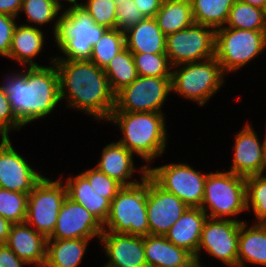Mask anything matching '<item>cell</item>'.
<instances>
[{
	"mask_svg": "<svg viewBox=\"0 0 266 267\" xmlns=\"http://www.w3.org/2000/svg\"><path fill=\"white\" fill-rule=\"evenodd\" d=\"M53 62L59 76L60 97H67V107L85 111L98 122H108L115 108V93L104 70L90 60Z\"/></svg>",
	"mask_w": 266,
	"mask_h": 267,
	"instance_id": "6da1fadb",
	"label": "cell"
},
{
	"mask_svg": "<svg viewBox=\"0 0 266 267\" xmlns=\"http://www.w3.org/2000/svg\"><path fill=\"white\" fill-rule=\"evenodd\" d=\"M50 60L52 66L29 67L18 74L13 72L1 85L22 126L46 117L61 102L58 72L54 59Z\"/></svg>",
	"mask_w": 266,
	"mask_h": 267,
	"instance_id": "7a4b0ae2",
	"label": "cell"
},
{
	"mask_svg": "<svg viewBox=\"0 0 266 267\" xmlns=\"http://www.w3.org/2000/svg\"><path fill=\"white\" fill-rule=\"evenodd\" d=\"M164 113L112 112L108 121L115 123L124 136L118 141L133 154L139 155L148 168L149 162L161 156L167 145Z\"/></svg>",
	"mask_w": 266,
	"mask_h": 267,
	"instance_id": "3957f363",
	"label": "cell"
},
{
	"mask_svg": "<svg viewBox=\"0 0 266 267\" xmlns=\"http://www.w3.org/2000/svg\"><path fill=\"white\" fill-rule=\"evenodd\" d=\"M73 0L54 23V41L66 55L54 60H89L93 46L100 40L106 27L95 24L92 17Z\"/></svg>",
	"mask_w": 266,
	"mask_h": 267,
	"instance_id": "277c9868",
	"label": "cell"
},
{
	"mask_svg": "<svg viewBox=\"0 0 266 267\" xmlns=\"http://www.w3.org/2000/svg\"><path fill=\"white\" fill-rule=\"evenodd\" d=\"M140 181L134 185L123 186L118 191L111 201L110 212L103 225L104 231L141 237L150 235L146 207L147 176H142Z\"/></svg>",
	"mask_w": 266,
	"mask_h": 267,
	"instance_id": "5b68a950",
	"label": "cell"
},
{
	"mask_svg": "<svg viewBox=\"0 0 266 267\" xmlns=\"http://www.w3.org/2000/svg\"><path fill=\"white\" fill-rule=\"evenodd\" d=\"M201 209L213 219H229L246 211V178L230 171L207 173Z\"/></svg>",
	"mask_w": 266,
	"mask_h": 267,
	"instance_id": "8992f818",
	"label": "cell"
},
{
	"mask_svg": "<svg viewBox=\"0 0 266 267\" xmlns=\"http://www.w3.org/2000/svg\"><path fill=\"white\" fill-rule=\"evenodd\" d=\"M172 70V92L203 106L224 83V71L216 57L203 61L178 64Z\"/></svg>",
	"mask_w": 266,
	"mask_h": 267,
	"instance_id": "52a82bcc",
	"label": "cell"
},
{
	"mask_svg": "<svg viewBox=\"0 0 266 267\" xmlns=\"http://www.w3.org/2000/svg\"><path fill=\"white\" fill-rule=\"evenodd\" d=\"M266 47V31L221 27L215 30V57L224 73L237 71Z\"/></svg>",
	"mask_w": 266,
	"mask_h": 267,
	"instance_id": "ba28073f",
	"label": "cell"
},
{
	"mask_svg": "<svg viewBox=\"0 0 266 267\" xmlns=\"http://www.w3.org/2000/svg\"><path fill=\"white\" fill-rule=\"evenodd\" d=\"M67 189L59 180L43 177L28 195L25 223L48 238L54 231Z\"/></svg>",
	"mask_w": 266,
	"mask_h": 267,
	"instance_id": "9c48e42d",
	"label": "cell"
},
{
	"mask_svg": "<svg viewBox=\"0 0 266 267\" xmlns=\"http://www.w3.org/2000/svg\"><path fill=\"white\" fill-rule=\"evenodd\" d=\"M171 77L139 76L115 94L112 112H155L160 110L169 93Z\"/></svg>",
	"mask_w": 266,
	"mask_h": 267,
	"instance_id": "30bf717a",
	"label": "cell"
},
{
	"mask_svg": "<svg viewBox=\"0 0 266 267\" xmlns=\"http://www.w3.org/2000/svg\"><path fill=\"white\" fill-rule=\"evenodd\" d=\"M148 175L188 207L201 208L207 173L202 174L188 164L170 163L155 168L149 167Z\"/></svg>",
	"mask_w": 266,
	"mask_h": 267,
	"instance_id": "8fae6325",
	"label": "cell"
},
{
	"mask_svg": "<svg viewBox=\"0 0 266 267\" xmlns=\"http://www.w3.org/2000/svg\"><path fill=\"white\" fill-rule=\"evenodd\" d=\"M165 54L172 66L203 61L215 56V30L193 23L166 37Z\"/></svg>",
	"mask_w": 266,
	"mask_h": 267,
	"instance_id": "7c38bea8",
	"label": "cell"
},
{
	"mask_svg": "<svg viewBox=\"0 0 266 267\" xmlns=\"http://www.w3.org/2000/svg\"><path fill=\"white\" fill-rule=\"evenodd\" d=\"M242 222L233 218H207L202 228L197 256L194 257L195 263L200 265L199 253L204 248L225 265L238 267V239Z\"/></svg>",
	"mask_w": 266,
	"mask_h": 267,
	"instance_id": "4fadbf2b",
	"label": "cell"
},
{
	"mask_svg": "<svg viewBox=\"0 0 266 267\" xmlns=\"http://www.w3.org/2000/svg\"><path fill=\"white\" fill-rule=\"evenodd\" d=\"M147 218L150 235L165 236L188 206L174 194L161 188L147 175Z\"/></svg>",
	"mask_w": 266,
	"mask_h": 267,
	"instance_id": "5bb4252c",
	"label": "cell"
},
{
	"mask_svg": "<svg viewBox=\"0 0 266 267\" xmlns=\"http://www.w3.org/2000/svg\"><path fill=\"white\" fill-rule=\"evenodd\" d=\"M103 224L85 207L66 197L53 233L47 240L63 239H100Z\"/></svg>",
	"mask_w": 266,
	"mask_h": 267,
	"instance_id": "9a60e30c",
	"label": "cell"
},
{
	"mask_svg": "<svg viewBox=\"0 0 266 267\" xmlns=\"http://www.w3.org/2000/svg\"><path fill=\"white\" fill-rule=\"evenodd\" d=\"M43 177L14 149L9 137H1L0 188L29 195Z\"/></svg>",
	"mask_w": 266,
	"mask_h": 267,
	"instance_id": "2e32d148",
	"label": "cell"
},
{
	"mask_svg": "<svg viewBox=\"0 0 266 267\" xmlns=\"http://www.w3.org/2000/svg\"><path fill=\"white\" fill-rule=\"evenodd\" d=\"M109 261L107 267H148L144 251V237L103 231L100 236Z\"/></svg>",
	"mask_w": 266,
	"mask_h": 267,
	"instance_id": "e0dca14e",
	"label": "cell"
},
{
	"mask_svg": "<svg viewBox=\"0 0 266 267\" xmlns=\"http://www.w3.org/2000/svg\"><path fill=\"white\" fill-rule=\"evenodd\" d=\"M234 139V155L230 172L243 177L258 175L266 149V133L261 144L258 135L247 122Z\"/></svg>",
	"mask_w": 266,
	"mask_h": 267,
	"instance_id": "ac0fdd59",
	"label": "cell"
},
{
	"mask_svg": "<svg viewBox=\"0 0 266 267\" xmlns=\"http://www.w3.org/2000/svg\"><path fill=\"white\" fill-rule=\"evenodd\" d=\"M47 238L28 224H12L6 245L27 264L44 267Z\"/></svg>",
	"mask_w": 266,
	"mask_h": 267,
	"instance_id": "d6986e66",
	"label": "cell"
},
{
	"mask_svg": "<svg viewBox=\"0 0 266 267\" xmlns=\"http://www.w3.org/2000/svg\"><path fill=\"white\" fill-rule=\"evenodd\" d=\"M111 179L116 180L122 186H130L138 181H128L133 176L134 171L141 172V176L148 175V167L143 165L141 169H135L133 153L117 142L107 144L103 149L98 164L95 166Z\"/></svg>",
	"mask_w": 266,
	"mask_h": 267,
	"instance_id": "ffe728a7",
	"label": "cell"
},
{
	"mask_svg": "<svg viewBox=\"0 0 266 267\" xmlns=\"http://www.w3.org/2000/svg\"><path fill=\"white\" fill-rule=\"evenodd\" d=\"M144 251L148 267H192L195 264L191 253L175 246L165 236H145Z\"/></svg>",
	"mask_w": 266,
	"mask_h": 267,
	"instance_id": "44dd1931",
	"label": "cell"
},
{
	"mask_svg": "<svg viewBox=\"0 0 266 267\" xmlns=\"http://www.w3.org/2000/svg\"><path fill=\"white\" fill-rule=\"evenodd\" d=\"M207 214L201 208L188 207L165 234L167 240L197 256L202 228Z\"/></svg>",
	"mask_w": 266,
	"mask_h": 267,
	"instance_id": "7402d4cb",
	"label": "cell"
},
{
	"mask_svg": "<svg viewBox=\"0 0 266 267\" xmlns=\"http://www.w3.org/2000/svg\"><path fill=\"white\" fill-rule=\"evenodd\" d=\"M125 44L131 53L165 54L166 36L154 17L145 18L125 31Z\"/></svg>",
	"mask_w": 266,
	"mask_h": 267,
	"instance_id": "603a6c76",
	"label": "cell"
},
{
	"mask_svg": "<svg viewBox=\"0 0 266 267\" xmlns=\"http://www.w3.org/2000/svg\"><path fill=\"white\" fill-rule=\"evenodd\" d=\"M67 197L85 207L103 225L108 218L111 201L91 187L89 181L80 173L66 181Z\"/></svg>",
	"mask_w": 266,
	"mask_h": 267,
	"instance_id": "cb8c5ba5",
	"label": "cell"
},
{
	"mask_svg": "<svg viewBox=\"0 0 266 267\" xmlns=\"http://www.w3.org/2000/svg\"><path fill=\"white\" fill-rule=\"evenodd\" d=\"M44 45V34L41 28L33 25H16L7 58L17 60L20 65L28 67H40L34 62V57L39 55ZM33 59V60H32Z\"/></svg>",
	"mask_w": 266,
	"mask_h": 267,
	"instance_id": "d4e9b609",
	"label": "cell"
},
{
	"mask_svg": "<svg viewBox=\"0 0 266 267\" xmlns=\"http://www.w3.org/2000/svg\"><path fill=\"white\" fill-rule=\"evenodd\" d=\"M266 266V224L256 223L247 227L246 221L240 225L238 239V267L246 262Z\"/></svg>",
	"mask_w": 266,
	"mask_h": 267,
	"instance_id": "484cf974",
	"label": "cell"
},
{
	"mask_svg": "<svg viewBox=\"0 0 266 267\" xmlns=\"http://www.w3.org/2000/svg\"><path fill=\"white\" fill-rule=\"evenodd\" d=\"M90 239L47 240L44 267H78Z\"/></svg>",
	"mask_w": 266,
	"mask_h": 267,
	"instance_id": "4316f807",
	"label": "cell"
},
{
	"mask_svg": "<svg viewBox=\"0 0 266 267\" xmlns=\"http://www.w3.org/2000/svg\"><path fill=\"white\" fill-rule=\"evenodd\" d=\"M154 18L166 37L194 23L190 0H163Z\"/></svg>",
	"mask_w": 266,
	"mask_h": 267,
	"instance_id": "83f0119b",
	"label": "cell"
},
{
	"mask_svg": "<svg viewBox=\"0 0 266 267\" xmlns=\"http://www.w3.org/2000/svg\"><path fill=\"white\" fill-rule=\"evenodd\" d=\"M236 0H190L194 23L217 30L224 27Z\"/></svg>",
	"mask_w": 266,
	"mask_h": 267,
	"instance_id": "f1b7e54d",
	"label": "cell"
},
{
	"mask_svg": "<svg viewBox=\"0 0 266 267\" xmlns=\"http://www.w3.org/2000/svg\"><path fill=\"white\" fill-rule=\"evenodd\" d=\"M103 70L115 94L138 77L133 54L126 47Z\"/></svg>",
	"mask_w": 266,
	"mask_h": 267,
	"instance_id": "f546056e",
	"label": "cell"
},
{
	"mask_svg": "<svg viewBox=\"0 0 266 267\" xmlns=\"http://www.w3.org/2000/svg\"><path fill=\"white\" fill-rule=\"evenodd\" d=\"M224 27L266 31V11L241 0H236L229 11Z\"/></svg>",
	"mask_w": 266,
	"mask_h": 267,
	"instance_id": "4dcf8cb0",
	"label": "cell"
},
{
	"mask_svg": "<svg viewBox=\"0 0 266 267\" xmlns=\"http://www.w3.org/2000/svg\"><path fill=\"white\" fill-rule=\"evenodd\" d=\"M125 47V32L117 28L107 29L93 46L89 60L104 69Z\"/></svg>",
	"mask_w": 266,
	"mask_h": 267,
	"instance_id": "1f68e13d",
	"label": "cell"
},
{
	"mask_svg": "<svg viewBox=\"0 0 266 267\" xmlns=\"http://www.w3.org/2000/svg\"><path fill=\"white\" fill-rule=\"evenodd\" d=\"M28 194L0 188V216L11 224L24 223Z\"/></svg>",
	"mask_w": 266,
	"mask_h": 267,
	"instance_id": "d6a6232c",
	"label": "cell"
},
{
	"mask_svg": "<svg viewBox=\"0 0 266 267\" xmlns=\"http://www.w3.org/2000/svg\"><path fill=\"white\" fill-rule=\"evenodd\" d=\"M132 54L139 76L172 77L173 66L166 54Z\"/></svg>",
	"mask_w": 266,
	"mask_h": 267,
	"instance_id": "836d02e7",
	"label": "cell"
},
{
	"mask_svg": "<svg viewBox=\"0 0 266 267\" xmlns=\"http://www.w3.org/2000/svg\"><path fill=\"white\" fill-rule=\"evenodd\" d=\"M247 210L253 209L256 223L266 224V178L260 175L246 177Z\"/></svg>",
	"mask_w": 266,
	"mask_h": 267,
	"instance_id": "e575fe53",
	"label": "cell"
},
{
	"mask_svg": "<svg viewBox=\"0 0 266 267\" xmlns=\"http://www.w3.org/2000/svg\"><path fill=\"white\" fill-rule=\"evenodd\" d=\"M61 8L50 0H22L20 12H24L27 20L38 25L53 21Z\"/></svg>",
	"mask_w": 266,
	"mask_h": 267,
	"instance_id": "d590c367",
	"label": "cell"
},
{
	"mask_svg": "<svg viewBox=\"0 0 266 267\" xmlns=\"http://www.w3.org/2000/svg\"><path fill=\"white\" fill-rule=\"evenodd\" d=\"M94 20L107 29L116 28V2L114 0H87L78 3Z\"/></svg>",
	"mask_w": 266,
	"mask_h": 267,
	"instance_id": "8d00e7d4",
	"label": "cell"
},
{
	"mask_svg": "<svg viewBox=\"0 0 266 267\" xmlns=\"http://www.w3.org/2000/svg\"><path fill=\"white\" fill-rule=\"evenodd\" d=\"M94 188L103 197L112 201L117 195L118 191L123 187L116 180L111 179L109 176L99 171L96 167L86 170L81 173Z\"/></svg>",
	"mask_w": 266,
	"mask_h": 267,
	"instance_id": "74e56055",
	"label": "cell"
},
{
	"mask_svg": "<svg viewBox=\"0 0 266 267\" xmlns=\"http://www.w3.org/2000/svg\"><path fill=\"white\" fill-rule=\"evenodd\" d=\"M144 19V15L136 6L134 0L116 2V28L120 31L125 32Z\"/></svg>",
	"mask_w": 266,
	"mask_h": 267,
	"instance_id": "f35d334b",
	"label": "cell"
},
{
	"mask_svg": "<svg viewBox=\"0 0 266 267\" xmlns=\"http://www.w3.org/2000/svg\"><path fill=\"white\" fill-rule=\"evenodd\" d=\"M23 126L12 111L7 95L0 86V135L9 137V131L21 129Z\"/></svg>",
	"mask_w": 266,
	"mask_h": 267,
	"instance_id": "ab89813d",
	"label": "cell"
},
{
	"mask_svg": "<svg viewBox=\"0 0 266 267\" xmlns=\"http://www.w3.org/2000/svg\"><path fill=\"white\" fill-rule=\"evenodd\" d=\"M16 17L0 14V54L7 57L16 24Z\"/></svg>",
	"mask_w": 266,
	"mask_h": 267,
	"instance_id": "60d3db41",
	"label": "cell"
},
{
	"mask_svg": "<svg viewBox=\"0 0 266 267\" xmlns=\"http://www.w3.org/2000/svg\"><path fill=\"white\" fill-rule=\"evenodd\" d=\"M26 264L6 244H0V267H22Z\"/></svg>",
	"mask_w": 266,
	"mask_h": 267,
	"instance_id": "b9f144b4",
	"label": "cell"
},
{
	"mask_svg": "<svg viewBox=\"0 0 266 267\" xmlns=\"http://www.w3.org/2000/svg\"><path fill=\"white\" fill-rule=\"evenodd\" d=\"M145 18H153L161 8L163 0H134Z\"/></svg>",
	"mask_w": 266,
	"mask_h": 267,
	"instance_id": "7bdbcfd3",
	"label": "cell"
},
{
	"mask_svg": "<svg viewBox=\"0 0 266 267\" xmlns=\"http://www.w3.org/2000/svg\"><path fill=\"white\" fill-rule=\"evenodd\" d=\"M22 0H0V14L17 17L21 10Z\"/></svg>",
	"mask_w": 266,
	"mask_h": 267,
	"instance_id": "ee69618b",
	"label": "cell"
},
{
	"mask_svg": "<svg viewBox=\"0 0 266 267\" xmlns=\"http://www.w3.org/2000/svg\"><path fill=\"white\" fill-rule=\"evenodd\" d=\"M12 224L0 216V244H6Z\"/></svg>",
	"mask_w": 266,
	"mask_h": 267,
	"instance_id": "f6af8a7d",
	"label": "cell"
},
{
	"mask_svg": "<svg viewBox=\"0 0 266 267\" xmlns=\"http://www.w3.org/2000/svg\"><path fill=\"white\" fill-rule=\"evenodd\" d=\"M241 1L248 3L254 7L262 8L266 11V0H241Z\"/></svg>",
	"mask_w": 266,
	"mask_h": 267,
	"instance_id": "bcb514c9",
	"label": "cell"
},
{
	"mask_svg": "<svg viewBox=\"0 0 266 267\" xmlns=\"http://www.w3.org/2000/svg\"><path fill=\"white\" fill-rule=\"evenodd\" d=\"M264 170H266V149L264 152L263 163H262L261 169H260L259 174H258V175L266 178V175H263Z\"/></svg>",
	"mask_w": 266,
	"mask_h": 267,
	"instance_id": "7dc6e473",
	"label": "cell"
},
{
	"mask_svg": "<svg viewBox=\"0 0 266 267\" xmlns=\"http://www.w3.org/2000/svg\"><path fill=\"white\" fill-rule=\"evenodd\" d=\"M50 1H53L54 3H56L60 8L63 7V5H61V1L59 0H50ZM65 1H68L70 4L73 0H65Z\"/></svg>",
	"mask_w": 266,
	"mask_h": 267,
	"instance_id": "c3c4849f",
	"label": "cell"
},
{
	"mask_svg": "<svg viewBox=\"0 0 266 267\" xmlns=\"http://www.w3.org/2000/svg\"><path fill=\"white\" fill-rule=\"evenodd\" d=\"M192 267H202V265L200 264V265H198V264H194Z\"/></svg>",
	"mask_w": 266,
	"mask_h": 267,
	"instance_id": "681fc988",
	"label": "cell"
}]
</instances>
